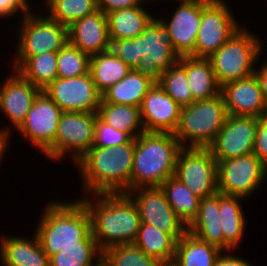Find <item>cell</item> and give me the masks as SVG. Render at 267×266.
Segmentation results:
<instances>
[{"label": "cell", "mask_w": 267, "mask_h": 266, "mask_svg": "<svg viewBox=\"0 0 267 266\" xmlns=\"http://www.w3.org/2000/svg\"><path fill=\"white\" fill-rule=\"evenodd\" d=\"M11 70V74L1 80L0 112L8 119L10 126L4 125V129L0 128V139L4 140H10L11 135H14L10 134L12 133L11 130L13 129V132H16L25 121L35 98L42 91L24 78L17 70Z\"/></svg>", "instance_id": "15"}, {"label": "cell", "mask_w": 267, "mask_h": 266, "mask_svg": "<svg viewBox=\"0 0 267 266\" xmlns=\"http://www.w3.org/2000/svg\"><path fill=\"white\" fill-rule=\"evenodd\" d=\"M0 263L2 266H50V258L42 250L34 233L28 236H0Z\"/></svg>", "instance_id": "22"}, {"label": "cell", "mask_w": 267, "mask_h": 266, "mask_svg": "<svg viewBox=\"0 0 267 266\" xmlns=\"http://www.w3.org/2000/svg\"><path fill=\"white\" fill-rule=\"evenodd\" d=\"M42 3H43V5H44V7H43L42 9H44L45 6H46V0H43Z\"/></svg>", "instance_id": "49"}, {"label": "cell", "mask_w": 267, "mask_h": 266, "mask_svg": "<svg viewBox=\"0 0 267 266\" xmlns=\"http://www.w3.org/2000/svg\"><path fill=\"white\" fill-rule=\"evenodd\" d=\"M103 266H164L134 244L116 245L103 252Z\"/></svg>", "instance_id": "36"}, {"label": "cell", "mask_w": 267, "mask_h": 266, "mask_svg": "<svg viewBox=\"0 0 267 266\" xmlns=\"http://www.w3.org/2000/svg\"><path fill=\"white\" fill-rule=\"evenodd\" d=\"M133 244L164 265H169L173 262L176 241L157 227L141 223L137 238Z\"/></svg>", "instance_id": "32"}, {"label": "cell", "mask_w": 267, "mask_h": 266, "mask_svg": "<svg viewBox=\"0 0 267 266\" xmlns=\"http://www.w3.org/2000/svg\"><path fill=\"white\" fill-rule=\"evenodd\" d=\"M142 0H97V9L104 14L141 5Z\"/></svg>", "instance_id": "42"}, {"label": "cell", "mask_w": 267, "mask_h": 266, "mask_svg": "<svg viewBox=\"0 0 267 266\" xmlns=\"http://www.w3.org/2000/svg\"><path fill=\"white\" fill-rule=\"evenodd\" d=\"M11 141L0 139V163L3 161V157L6 156L5 154L11 151Z\"/></svg>", "instance_id": "46"}, {"label": "cell", "mask_w": 267, "mask_h": 266, "mask_svg": "<svg viewBox=\"0 0 267 266\" xmlns=\"http://www.w3.org/2000/svg\"><path fill=\"white\" fill-rule=\"evenodd\" d=\"M103 252L90 231L80 245L63 247L50 257V266H102Z\"/></svg>", "instance_id": "31"}, {"label": "cell", "mask_w": 267, "mask_h": 266, "mask_svg": "<svg viewBox=\"0 0 267 266\" xmlns=\"http://www.w3.org/2000/svg\"><path fill=\"white\" fill-rule=\"evenodd\" d=\"M178 6L171 16L156 18L163 25L168 39L179 55L194 57L196 37L202 16V0H175Z\"/></svg>", "instance_id": "16"}, {"label": "cell", "mask_w": 267, "mask_h": 266, "mask_svg": "<svg viewBox=\"0 0 267 266\" xmlns=\"http://www.w3.org/2000/svg\"><path fill=\"white\" fill-rule=\"evenodd\" d=\"M8 65L41 90L58 77L57 52L42 53L30 58H14Z\"/></svg>", "instance_id": "29"}, {"label": "cell", "mask_w": 267, "mask_h": 266, "mask_svg": "<svg viewBox=\"0 0 267 266\" xmlns=\"http://www.w3.org/2000/svg\"><path fill=\"white\" fill-rule=\"evenodd\" d=\"M266 177L267 166L254 153L217 162V190L223 195L249 200Z\"/></svg>", "instance_id": "8"}, {"label": "cell", "mask_w": 267, "mask_h": 266, "mask_svg": "<svg viewBox=\"0 0 267 266\" xmlns=\"http://www.w3.org/2000/svg\"><path fill=\"white\" fill-rule=\"evenodd\" d=\"M246 199L238 196H228L220 193V222L224 234V251H236L242 244L248 224L245 212L241 206Z\"/></svg>", "instance_id": "24"}, {"label": "cell", "mask_w": 267, "mask_h": 266, "mask_svg": "<svg viewBox=\"0 0 267 266\" xmlns=\"http://www.w3.org/2000/svg\"><path fill=\"white\" fill-rule=\"evenodd\" d=\"M16 14L22 15L21 17L19 16L21 20L24 18L27 12L19 5L16 0H0V19L3 20L4 18V20L6 21V18L16 17Z\"/></svg>", "instance_id": "44"}, {"label": "cell", "mask_w": 267, "mask_h": 266, "mask_svg": "<svg viewBox=\"0 0 267 266\" xmlns=\"http://www.w3.org/2000/svg\"><path fill=\"white\" fill-rule=\"evenodd\" d=\"M63 111L42 90L35 98L25 121L16 130L28 145L39 149L46 159L55 161V136Z\"/></svg>", "instance_id": "10"}, {"label": "cell", "mask_w": 267, "mask_h": 266, "mask_svg": "<svg viewBox=\"0 0 267 266\" xmlns=\"http://www.w3.org/2000/svg\"><path fill=\"white\" fill-rule=\"evenodd\" d=\"M135 138L115 147H92L74 165L84 194L127 193L134 158Z\"/></svg>", "instance_id": "2"}, {"label": "cell", "mask_w": 267, "mask_h": 266, "mask_svg": "<svg viewBox=\"0 0 267 266\" xmlns=\"http://www.w3.org/2000/svg\"><path fill=\"white\" fill-rule=\"evenodd\" d=\"M113 11L106 14L108 22V36L110 40L135 38L145 30L155 18L145 5Z\"/></svg>", "instance_id": "26"}, {"label": "cell", "mask_w": 267, "mask_h": 266, "mask_svg": "<svg viewBox=\"0 0 267 266\" xmlns=\"http://www.w3.org/2000/svg\"><path fill=\"white\" fill-rule=\"evenodd\" d=\"M252 153L267 166V113L258 118V127Z\"/></svg>", "instance_id": "41"}, {"label": "cell", "mask_w": 267, "mask_h": 266, "mask_svg": "<svg viewBox=\"0 0 267 266\" xmlns=\"http://www.w3.org/2000/svg\"><path fill=\"white\" fill-rule=\"evenodd\" d=\"M149 1V0H148ZM147 0H142V2L143 3H147L148 2ZM151 1H156L157 2V0H150V3H151ZM161 1V0H160ZM170 1V0H169Z\"/></svg>", "instance_id": "48"}, {"label": "cell", "mask_w": 267, "mask_h": 266, "mask_svg": "<svg viewBox=\"0 0 267 266\" xmlns=\"http://www.w3.org/2000/svg\"><path fill=\"white\" fill-rule=\"evenodd\" d=\"M181 148L174 133L143 132L136 137L130 190L161 186L175 174Z\"/></svg>", "instance_id": "4"}, {"label": "cell", "mask_w": 267, "mask_h": 266, "mask_svg": "<svg viewBox=\"0 0 267 266\" xmlns=\"http://www.w3.org/2000/svg\"><path fill=\"white\" fill-rule=\"evenodd\" d=\"M232 252L234 251H221L215 260L214 266H254L241 255H233Z\"/></svg>", "instance_id": "43"}, {"label": "cell", "mask_w": 267, "mask_h": 266, "mask_svg": "<svg viewBox=\"0 0 267 266\" xmlns=\"http://www.w3.org/2000/svg\"><path fill=\"white\" fill-rule=\"evenodd\" d=\"M79 199L90 214L91 231L102 252L111 246L134 243L141 221L127 193L89 194Z\"/></svg>", "instance_id": "1"}, {"label": "cell", "mask_w": 267, "mask_h": 266, "mask_svg": "<svg viewBox=\"0 0 267 266\" xmlns=\"http://www.w3.org/2000/svg\"><path fill=\"white\" fill-rule=\"evenodd\" d=\"M220 193L200 199L198 214L187 226V231L224 251V234L220 222Z\"/></svg>", "instance_id": "23"}, {"label": "cell", "mask_w": 267, "mask_h": 266, "mask_svg": "<svg viewBox=\"0 0 267 266\" xmlns=\"http://www.w3.org/2000/svg\"><path fill=\"white\" fill-rule=\"evenodd\" d=\"M174 176L200 199L218 192L217 162L209 148L182 147Z\"/></svg>", "instance_id": "12"}, {"label": "cell", "mask_w": 267, "mask_h": 266, "mask_svg": "<svg viewBox=\"0 0 267 266\" xmlns=\"http://www.w3.org/2000/svg\"><path fill=\"white\" fill-rule=\"evenodd\" d=\"M222 94L197 100L181 108L174 132L181 147L208 148L228 118Z\"/></svg>", "instance_id": "6"}, {"label": "cell", "mask_w": 267, "mask_h": 266, "mask_svg": "<svg viewBox=\"0 0 267 266\" xmlns=\"http://www.w3.org/2000/svg\"><path fill=\"white\" fill-rule=\"evenodd\" d=\"M47 8V9H46ZM47 14L69 27L73 22L97 10V0H46Z\"/></svg>", "instance_id": "35"}, {"label": "cell", "mask_w": 267, "mask_h": 266, "mask_svg": "<svg viewBox=\"0 0 267 266\" xmlns=\"http://www.w3.org/2000/svg\"><path fill=\"white\" fill-rule=\"evenodd\" d=\"M19 5L28 13V12H33V9H32V3L31 1L32 0H16ZM30 1V2H29ZM32 10V11H31Z\"/></svg>", "instance_id": "47"}, {"label": "cell", "mask_w": 267, "mask_h": 266, "mask_svg": "<svg viewBox=\"0 0 267 266\" xmlns=\"http://www.w3.org/2000/svg\"><path fill=\"white\" fill-rule=\"evenodd\" d=\"M90 56L67 42L57 52L58 78H73L89 73Z\"/></svg>", "instance_id": "38"}, {"label": "cell", "mask_w": 267, "mask_h": 266, "mask_svg": "<svg viewBox=\"0 0 267 266\" xmlns=\"http://www.w3.org/2000/svg\"><path fill=\"white\" fill-rule=\"evenodd\" d=\"M138 49L141 60L134 69L155 83L160 81L162 73L178 63L180 59L163 25L156 17L141 35H138Z\"/></svg>", "instance_id": "13"}, {"label": "cell", "mask_w": 267, "mask_h": 266, "mask_svg": "<svg viewBox=\"0 0 267 266\" xmlns=\"http://www.w3.org/2000/svg\"><path fill=\"white\" fill-rule=\"evenodd\" d=\"M233 14L225 0H202V16L194 57L209 58L243 27Z\"/></svg>", "instance_id": "9"}, {"label": "cell", "mask_w": 267, "mask_h": 266, "mask_svg": "<svg viewBox=\"0 0 267 266\" xmlns=\"http://www.w3.org/2000/svg\"><path fill=\"white\" fill-rule=\"evenodd\" d=\"M155 82L134 68L102 94L101 102L139 107Z\"/></svg>", "instance_id": "27"}, {"label": "cell", "mask_w": 267, "mask_h": 266, "mask_svg": "<svg viewBox=\"0 0 267 266\" xmlns=\"http://www.w3.org/2000/svg\"><path fill=\"white\" fill-rule=\"evenodd\" d=\"M73 199L70 202L51 200L42 209L34 233L49 258L63 247L80 245V240L91 231L87 208L79 198Z\"/></svg>", "instance_id": "3"}, {"label": "cell", "mask_w": 267, "mask_h": 266, "mask_svg": "<svg viewBox=\"0 0 267 266\" xmlns=\"http://www.w3.org/2000/svg\"><path fill=\"white\" fill-rule=\"evenodd\" d=\"M258 118L228 115L226 122L208 147L216 162L252 153Z\"/></svg>", "instance_id": "18"}, {"label": "cell", "mask_w": 267, "mask_h": 266, "mask_svg": "<svg viewBox=\"0 0 267 266\" xmlns=\"http://www.w3.org/2000/svg\"><path fill=\"white\" fill-rule=\"evenodd\" d=\"M264 43V44H263ZM265 42L258 34L243 27L226 41L208 59L218 84L251 77L255 73L256 62L261 58Z\"/></svg>", "instance_id": "5"}, {"label": "cell", "mask_w": 267, "mask_h": 266, "mask_svg": "<svg viewBox=\"0 0 267 266\" xmlns=\"http://www.w3.org/2000/svg\"><path fill=\"white\" fill-rule=\"evenodd\" d=\"M68 42L89 56L110 50L107 16L97 9L68 27Z\"/></svg>", "instance_id": "21"}, {"label": "cell", "mask_w": 267, "mask_h": 266, "mask_svg": "<svg viewBox=\"0 0 267 266\" xmlns=\"http://www.w3.org/2000/svg\"><path fill=\"white\" fill-rule=\"evenodd\" d=\"M158 84L181 107L194 102L186 69L179 62L162 73Z\"/></svg>", "instance_id": "37"}, {"label": "cell", "mask_w": 267, "mask_h": 266, "mask_svg": "<svg viewBox=\"0 0 267 266\" xmlns=\"http://www.w3.org/2000/svg\"><path fill=\"white\" fill-rule=\"evenodd\" d=\"M179 63L186 69L194 101L209 99L221 93V86L208 58L183 56L180 57Z\"/></svg>", "instance_id": "25"}, {"label": "cell", "mask_w": 267, "mask_h": 266, "mask_svg": "<svg viewBox=\"0 0 267 266\" xmlns=\"http://www.w3.org/2000/svg\"><path fill=\"white\" fill-rule=\"evenodd\" d=\"M181 108L158 83H155L140 106L145 132L174 133L179 123Z\"/></svg>", "instance_id": "19"}, {"label": "cell", "mask_w": 267, "mask_h": 266, "mask_svg": "<svg viewBox=\"0 0 267 266\" xmlns=\"http://www.w3.org/2000/svg\"><path fill=\"white\" fill-rule=\"evenodd\" d=\"M97 115L104 123L127 132L132 138L145 132L139 107L100 102Z\"/></svg>", "instance_id": "33"}, {"label": "cell", "mask_w": 267, "mask_h": 266, "mask_svg": "<svg viewBox=\"0 0 267 266\" xmlns=\"http://www.w3.org/2000/svg\"><path fill=\"white\" fill-rule=\"evenodd\" d=\"M127 194L137 206L141 223L157 227L176 242L187 232V226L170 206L161 186L138 187Z\"/></svg>", "instance_id": "14"}, {"label": "cell", "mask_w": 267, "mask_h": 266, "mask_svg": "<svg viewBox=\"0 0 267 266\" xmlns=\"http://www.w3.org/2000/svg\"><path fill=\"white\" fill-rule=\"evenodd\" d=\"M132 137L104 123L98 116L95 124V142L93 147H115L128 143Z\"/></svg>", "instance_id": "39"}, {"label": "cell", "mask_w": 267, "mask_h": 266, "mask_svg": "<svg viewBox=\"0 0 267 266\" xmlns=\"http://www.w3.org/2000/svg\"><path fill=\"white\" fill-rule=\"evenodd\" d=\"M38 14L28 12L16 29L14 58H30L47 52H58L68 42V27L52 19L41 8ZM44 13V14H41Z\"/></svg>", "instance_id": "7"}, {"label": "cell", "mask_w": 267, "mask_h": 266, "mask_svg": "<svg viewBox=\"0 0 267 266\" xmlns=\"http://www.w3.org/2000/svg\"><path fill=\"white\" fill-rule=\"evenodd\" d=\"M221 250L188 231L176 242V251L171 266H214Z\"/></svg>", "instance_id": "28"}, {"label": "cell", "mask_w": 267, "mask_h": 266, "mask_svg": "<svg viewBox=\"0 0 267 266\" xmlns=\"http://www.w3.org/2000/svg\"><path fill=\"white\" fill-rule=\"evenodd\" d=\"M97 116V113L63 111L55 136V161L69 156L75 165L94 146Z\"/></svg>", "instance_id": "11"}, {"label": "cell", "mask_w": 267, "mask_h": 266, "mask_svg": "<svg viewBox=\"0 0 267 266\" xmlns=\"http://www.w3.org/2000/svg\"><path fill=\"white\" fill-rule=\"evenodd\" d=\"M259 64V66H256L254 75L259 82L260 89L267 104V60L265 59V61Z\"/></svg>", "instance_id": "45"}, {"label": "cell", "mask_w": 267, "mask_h": 266, "mask_svg": "<svg viewBox=\"0 0 267 266\" xmlns=\"http://www.w3.org/2000/svg\"><path fill=\"white\" fill-rule=\"evenodd\" d=\"M221 94L229 115L260 118L267 113V104L255 75L225 83Z\"/></svg>", "instance_id": "20"}, {"label": "cell", "mask_w": 267, "mask_h": 266, "mask_svg": "<svg viewBox=\"0 0 267 266\" xmlns=\"http://www.w3.org/2000/svg\"><path fill=\"white\" fill-rule=\"evenodd\" d=\"M131 69L111 50L90 56L89 72L101 95L125 77Z\"/></svg>", "instance_id": "30"}, {"label": "cell", "mask_w": 267, "mask_h": 266, "mask_svg": "<svg viewBox=\"0 0 267 266\" xmlns=\"http://www.w3.org/2000/svg\"><path fill=\"white\" fill-rule=\"evenodd\" d=\"M110 50L128 66L134 68L141 56L138 49V36L120 40H110Z\"/></svg>", "instance_id": "40"}, {"label": "cell", "mask_w": 267, "mask_h": 266, "mask_svg": "<svg viewBox=\"0 0 267 266\" xmlns=\"http://www.w3.org/2000/svg\"><path fill=\"white\" fill-rule=\"evenodd\" d=\"M43 91L62 111L97 113L102 95L91 73L73 78H56Z\"/></svg>", "instance_id": "17"}, {"label": "cell", "mask_w": 267, "mask_h": 266, "mask_svg": "<svg viewBox=\"0 0 267 266\" xmlns=\"http://www.w3.org/2000/svg\"><path fill=\"white\" fill-rule=\"evenodd\" d=\"M161 188L174 212L188 226L198 214L200 198L174 175L168 178Z\"/></svg>", "instance_id": "34"}]
</instances>
